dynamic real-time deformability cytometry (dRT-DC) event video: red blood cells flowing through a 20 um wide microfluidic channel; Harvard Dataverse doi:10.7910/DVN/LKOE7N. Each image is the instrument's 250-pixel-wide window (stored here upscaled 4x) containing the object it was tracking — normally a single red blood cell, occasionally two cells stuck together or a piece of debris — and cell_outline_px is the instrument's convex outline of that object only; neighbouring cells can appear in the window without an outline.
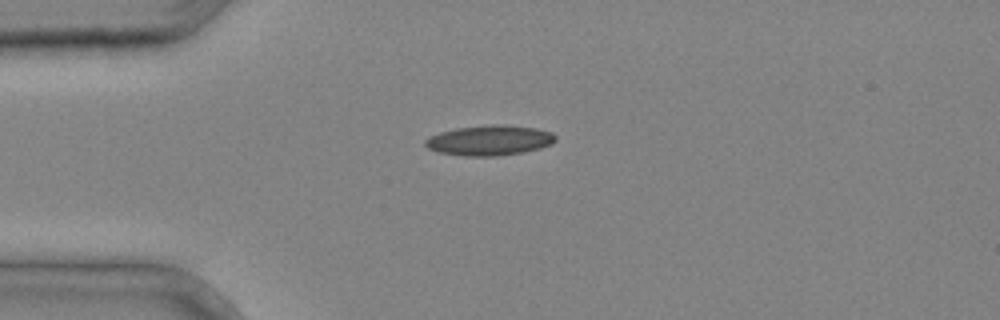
{"species": "common noctule bat (a hibernating species)", "species_latin": "Nyctalus noctula", "temperature_condition": "cold", "stored_images_in_passage": 28, "camera_frame_rate_fps": 3000, "um_per_image_px": 0.085, "animal": {"sex": "male", "body_mass_g": 20.4}, "frame": {"image": 1, "passage_image": 1, "time_ms": 0.0, "image_size_px": [1000, 320], "cell_outline_px": [[556, 140], [552, 144], [540, 148], [524, 152], [496, 156], [464, 156], [440, 152], [428, 148], [424, 144], [424, 140], [428, 136], [440, 132], [456, 128], [492, 124], [504, 124], [536, 128], [552, 132], [556, 136]], "centroid_in_image_um": [41.62, 11.92], "position_along_channel_um": 43.4, "area_um2": 23.06}}
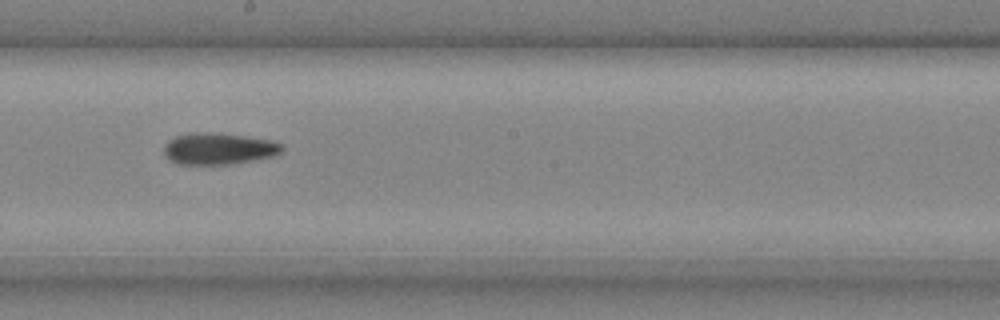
{"frame": {"image": 2, "passage_image": 13, "time_ms": 4.0, "image_size_px": [1000, 320], "cell_outline_px": [[284, 148], [276, 156], [228, 164], [176, 164], [168, 160], [164, 156], [164, 144], [168, 140], [176, 136], [192, 132], [212, 132], [244, 136], [272, 140], [280, 144]], "centroid_in_image_um": [18.54, 12.64], "position_along_channel_um": 229.7, "area_um2": 21.85}}
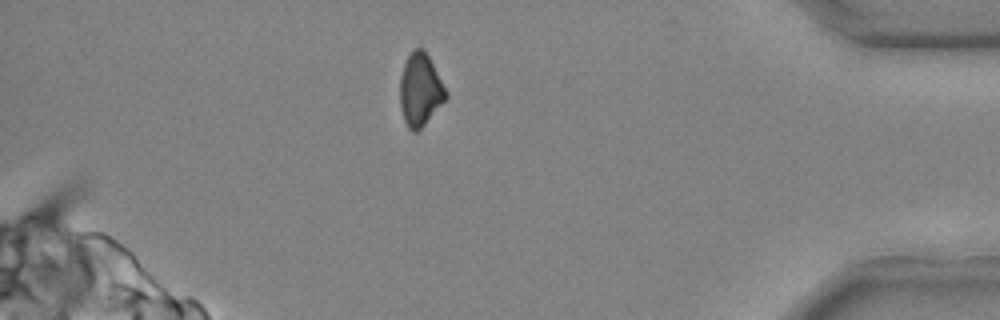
{"frame": {"image": 3, "passage_image": 25, "time_ms": 8.0, "image_size_px": [1000, 320], "cell_outline_px": [[448, 96], [424, 124], [416, 132], [412, 132], [408, 128], [404, 120], [400, 108], [400, 76], [404, 64], [408, 56], [416, 48], [424, 48], [448, 92]], "centroid_in_image_um": [35.71, 7.63], "position_along_channel_um": 399.5, "area_um2": 19.25}}